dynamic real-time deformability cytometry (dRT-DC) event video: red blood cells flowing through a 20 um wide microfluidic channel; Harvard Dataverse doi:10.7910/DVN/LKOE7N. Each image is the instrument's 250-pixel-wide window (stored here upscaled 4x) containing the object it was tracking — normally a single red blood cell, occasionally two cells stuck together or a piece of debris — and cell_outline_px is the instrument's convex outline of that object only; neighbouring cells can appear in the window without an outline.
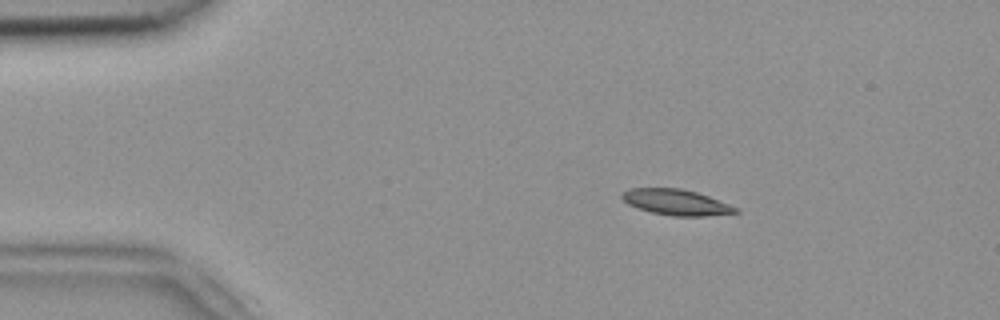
{"species": "common noctule bat (a hibernating species)", "species_latin": "Nyctalus noctula", "temperature_condition": "room temperature", "stored_images_in_passage": 8, "camera_frame_rate_fps": 3000, "um_per_image_px": 0.085, "animal": {"sex": "female", "body_mass_g": 18.4}, "frame": {"image": 1, "passage_image": 1, "time_ms": 0.0, "image_size_px": [1000, 320], "cell_outline_px": [[740, 212], [704, 216], [672, 216], [652, 212], [628, 204], [620, 196], [620, 192], [628, 188], [680, 188], [696, 192], [708, 196], [740, 208]], "centroid_in_image_um": [57.47, 17.18], "position_along_channel_um": 27.5, "area_um2": 17.05}}
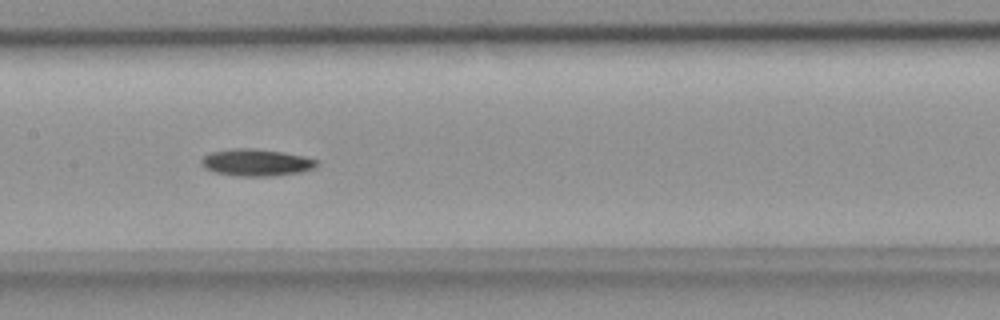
{"frame": {"image": 2, "passage_image": 6, "time_ms": 1.667, "image_size_px": [1000, 320], "cell_outline_px": [[316, 164], [312, 168], [304, 172], [272, 176], [236, 176], [216, 172], [204, 168], [200, 160], [204, 156], [212, 152], [232, 148], [252, 148], [280, 152], [300, 156], [316, 160]], "centroid_in_image_um": [21.73, 13.82], "position_along_channel_um": 185.7, "area_um2": 17.86}}
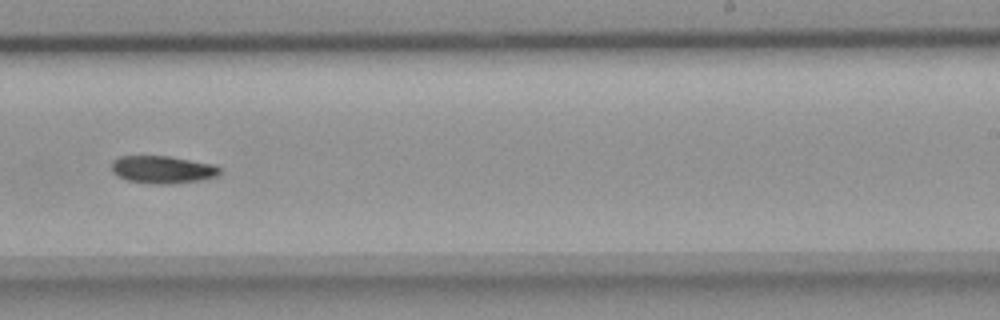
{"frame": {"image": 3, "passage_image": 8, "time_ms": 2.333, "image_size_px": [1000, 320], "cell_outline_px": [[220, 176], [200, 180], [172, 184], [152, 184], [128, 180], [116, 176], [112, 172], [112, 160], [120, 156], [168, 156], [216, 164], [220, 168]], "centroid_in_image_um": [13.84, 14.41], "position_along_channel_um": 275.2, "area_um2": 17.63}}